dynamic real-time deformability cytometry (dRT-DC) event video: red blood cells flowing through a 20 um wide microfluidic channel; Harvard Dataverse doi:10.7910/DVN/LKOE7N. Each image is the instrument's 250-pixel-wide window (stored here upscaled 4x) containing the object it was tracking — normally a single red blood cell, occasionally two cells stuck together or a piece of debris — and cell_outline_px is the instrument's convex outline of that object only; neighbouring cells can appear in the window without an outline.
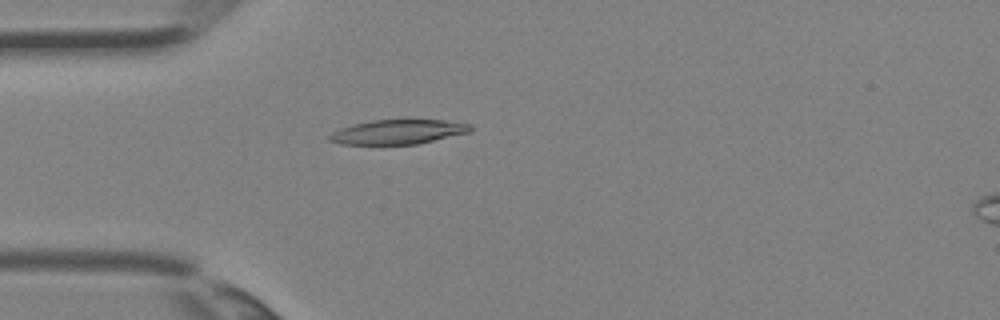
{"species": "Egyptian fruit bat (a non-hibernating species)", "species_latin": "Rousettus aegyptiacus", "temperature_condition": "room temperature", "stored_images_in_passage": 3, "camera_frame_rate_fps": 3000, "um_per_image_px": 0.085, "animal": {"sex": "female"}, "frame": {"image": 1, "passage_image": 3, "time_ms": 0.667, "image_size_px": [1000, 320], "cell_outline_px": [[472, 128], [468, 132], [416, 144], [340, 144], [328, 140], [328, 136], [332, 132], [340, 128], [352, 124], [372, 120], [444, 120], [472, 124]], "centroid_in_image_um": [33.79, 11.2], "position_along_channel_um": 51.2, "area_um2": 19.94}}